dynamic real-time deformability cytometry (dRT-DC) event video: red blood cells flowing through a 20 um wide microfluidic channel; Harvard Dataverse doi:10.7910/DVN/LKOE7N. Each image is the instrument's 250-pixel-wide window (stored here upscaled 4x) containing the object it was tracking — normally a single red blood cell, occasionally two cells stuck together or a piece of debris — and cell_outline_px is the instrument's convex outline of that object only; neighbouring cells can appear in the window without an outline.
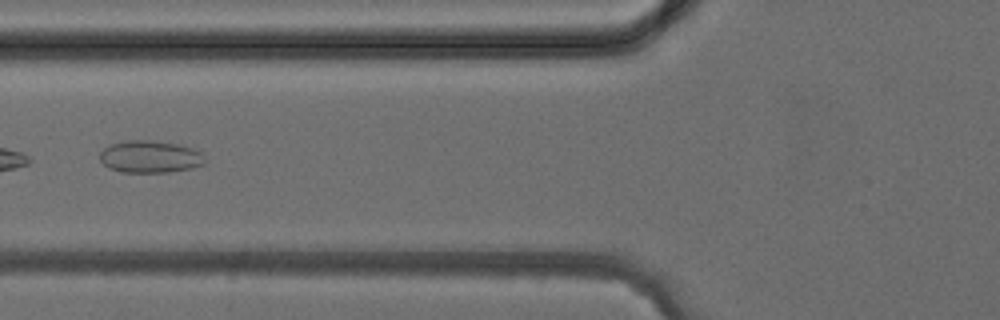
{"species": "common noctule bat (a hibernating species)", "species_latin": "Nyctalus noctula", "temperature_condition": "cold", "stored_images_in_passage": 5, "camera_frame_rate_fps": 3000, "um_per_image_px": 0.085, "animal": {"sex": "female", "body_mass_g": 24.6, "forearm_length_mm": 56.2}, "frame": {"image": 1, "passage_image": 4, "time_ms": 3.667, "image_size_px": [1000, 320], "cell_outline_px": [[204, 164], [192, 168], [168, 172], [120, 172], [108, 168], [100, 160], [100, 152], [104, 148], [112, 144], [124, 140], [148, 140], [180, 144], [196, 148], [200, 152], [204, 160]], "centroid_in_image_um": [12.75, 13.32], "position_along_channel_um": 113.1, "area_um2": 19.83}}
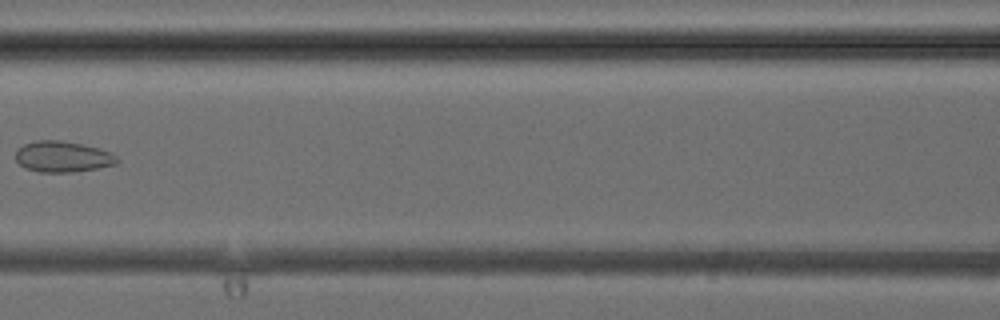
{"frame": {"image": 2, "passage_image": 5, "time_ms": 4.667, "image_size_px": [1000, 320], "cell_outline_px": [[120, 160], [116, 164], [96, 168], [72, 172], [40, 172], [24, 168], [16, 160], [16, 152], [24, 144], [36, 140], [60, 140], [84, 144], [100, 148], [116, 156]], "centroid_in_image_um": [5.33, 13.31], "position_along_channel_um": 161.3, "area_um2": 18.26}}